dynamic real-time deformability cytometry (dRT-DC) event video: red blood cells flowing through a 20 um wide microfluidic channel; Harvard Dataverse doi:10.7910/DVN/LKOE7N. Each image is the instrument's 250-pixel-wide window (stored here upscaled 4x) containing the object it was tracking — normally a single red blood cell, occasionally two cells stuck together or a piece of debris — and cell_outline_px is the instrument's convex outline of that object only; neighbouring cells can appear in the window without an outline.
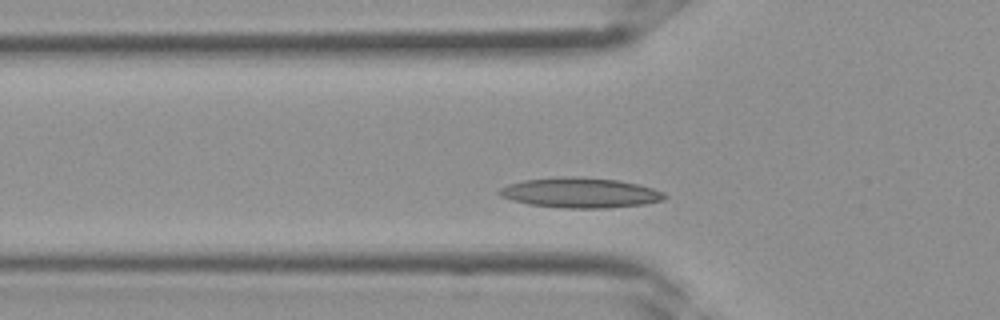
{"species": "Egyptian fruit bat (a non-hibernating species)", "species_latin": "Rousettus aegyptiacus", "temperature_condition": "room temperature", "stored_images_in_passage": 23, "camera_frame_rate_fps": 3000, "um_per_image_px": 0.085, "frame": {"image": 1, "passage_image": 5, "time_ms": 1.333, "image_size_px": [1000, 320], "cell_outline_px": [[668, 196], [664, 200], [644, 204], [608, 208], [564, 208], [528, 204], [512, 200], [500, 196], [496, 192], [500, 188], [508, 184], [524, 180], [560, 176], [572, 176], [616, 180], [636, 184], [652, 188], [664, 192]], "centroid_in_image_um": [49.3, 16.39], "position_along_channel_um": 76.5, "area_um2": 29.02}}
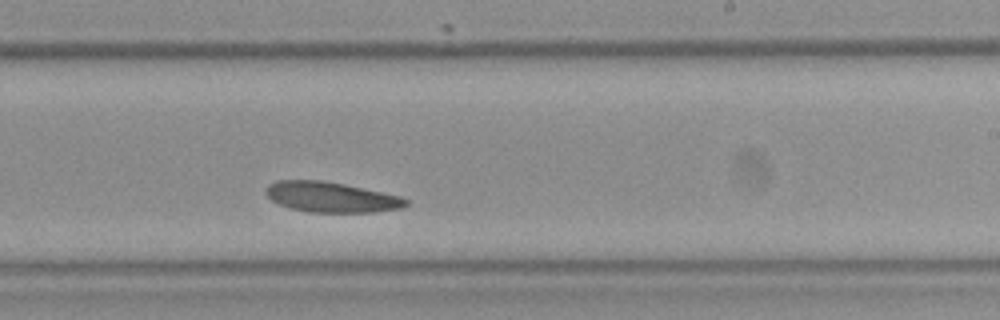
{"frame": {"image": 2, "passage_image": 15, "time_ms": 4.667, "image_size_px": [1000, 320], "cell_outline_px": [[408, 204], [404, 208], [372, 212], [308, 212], [288, 208], [272, 200], [264, 192], [268, 184], [276, 180], [320, 180], [344, 184], [400, 196], [408, 200]], "centroid_in_image_um": [28.13, 16.75], "position_along_channel_um": 260.9, "area_um2": 24.74}}
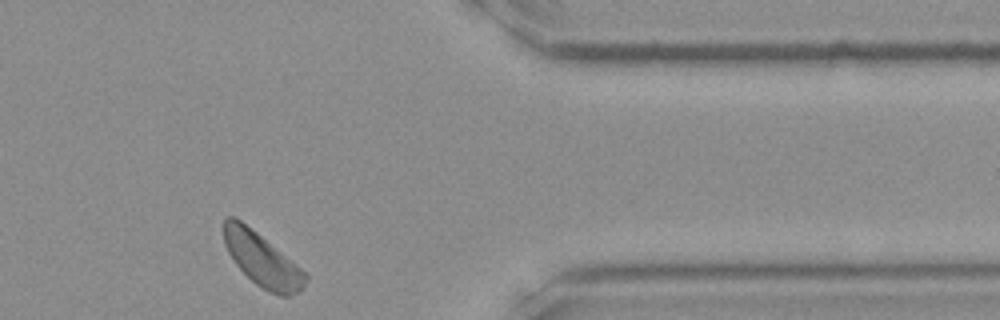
{"frame": {"image": 3, "passage_image": 23, "time_ms": 7.333, "image_size_px": [1000, 320], "cell_outline_px": [[308, 276], [304, 288], [300, 292], [292, 296], [280, 296], [268, 292], [256, 284], [236, 264], [228, 252], [224, 244], [224, 216], [236, 216], [308, 272]], "centroid_in_image_um": [22.32, 22.08], "position_along_channel_um": 389.1, "area_um2": 25.66}}